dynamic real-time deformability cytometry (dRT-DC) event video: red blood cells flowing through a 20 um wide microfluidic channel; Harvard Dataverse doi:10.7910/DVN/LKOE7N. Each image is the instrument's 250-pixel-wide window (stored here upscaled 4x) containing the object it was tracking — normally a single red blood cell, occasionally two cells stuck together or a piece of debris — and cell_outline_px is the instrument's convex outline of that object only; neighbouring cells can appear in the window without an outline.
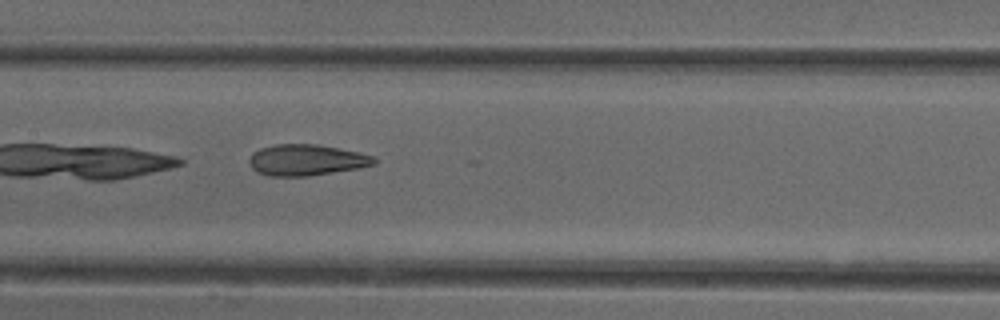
{"species": "common noctule bat (a hibernating species)", "species_latin": "Nyctalus noctula", "temperature_condition": "cold", "stored_images_in_passage": 31, "camera_frame_rate_fps": 3000, "um_per_image_px": 0.085, "animal": {"sex": "female"}, "frame": {"image": 1, "passage_image": 10, "time_ms": 3.0, "image_size_px": [1000, 320], "cell_outline_px": [[376, 164], [360, 168], [308, 176], [268, 176], [256, 172], [252, 168], [248, 160], [252, 152], [260, 148], [276, 144], [316, 144], [360, 152], [372, 156], [376, 160]], "centroid_in_image_um": [26.02, 13.6], "position_along_channel_um": 181.4, "area_um2": 22.77}}
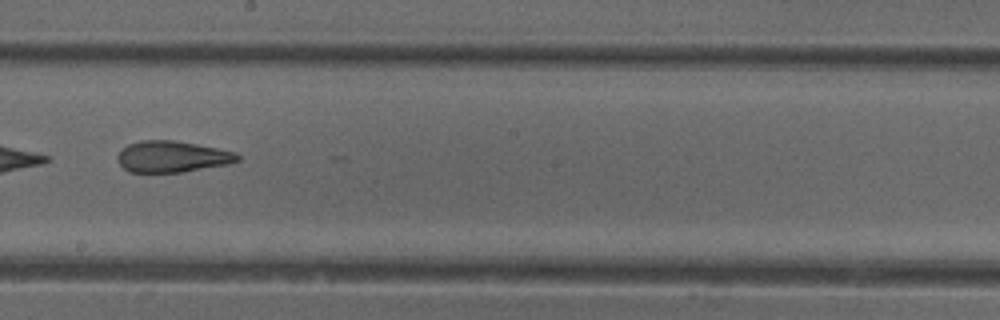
{"frame": {"image": 2, "passage_image": 14, "time_ms": 4.333, "image_size_px": [1000, 320], "cell_outline_px": [[240, 160], [228, 164], [180, 172], [128, 172], [116, 160], [116, 156], [120, 148], [128, 144], [140, 140], [172, 140], [196, 144], [236, 152], [240, 156]], "centroid_in_image_um": [14.58, 13.31], "position_along_channel_um": 233.6, "area_um2": 21.96}, "authors_computed_cell_mechanics": {"area_um2": 22.7732, "velocity_mm_per_s": 3.944, "shape_relaxation_time_tau1_ms": null, "shape_relaxation_time_tau2_ms": 2.2693, "deformation_change_tau1": null, "deformation_change_tau2": 0.1163}}